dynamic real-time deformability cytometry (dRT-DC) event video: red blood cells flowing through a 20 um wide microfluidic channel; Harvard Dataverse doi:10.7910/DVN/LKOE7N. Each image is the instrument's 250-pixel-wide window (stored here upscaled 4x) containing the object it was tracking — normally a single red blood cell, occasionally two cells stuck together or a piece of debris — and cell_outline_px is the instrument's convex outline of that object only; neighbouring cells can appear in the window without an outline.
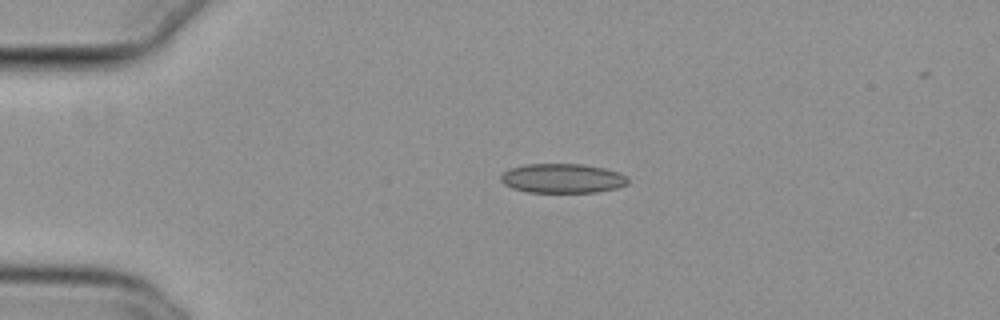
{"species": "common noctule bat (a hibernating species)", "species_latin": "Nyctalus noctula", "temperature_condition": "cold", "stored_images_in_passage": 43, "camera_frame_rate_fps": 3000, "um_per_image_px": 0.085, "animal": {"sex": "female", "body_mass_g": 29.2, "forearm_length_mm": 56.3}, "frame": {"image": 1, "passage_image": 1, "time_ms": 0.0, "image_size_px": [1000, 320], "cell_outline_px": [[628, 184], [616, 188], [596, 192], [528, 192], [512, 188], [504, 184], [500, 180], [500, 176], [508, 168], [524, 164], [584, 164], [604, 168], [628, 176]], "centroid_in_image_um": [47.78, 15.15], "position_along_channel_um": 37.2, "area_um2": 21.85}}
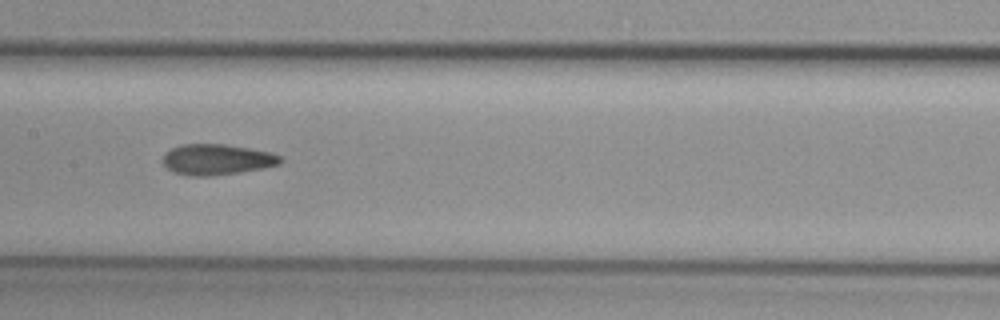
{"frame": {"image": 2, "passage_image": 16, "time_ms": 5.0, "image_size_px": [1000, 320], "cell_outline_px": [[284, 160], [280, 164], [264, 168], [240, 172], [208, 176], [188, 176], [176, 172], [168, 168], [164, 164], [164, 156], [172, 148], [180, 144], [224, 144], [272, 152], [280, 156]], "centroid_in_image_um": [18.49, 13.55], "position_along_channel_um": 188.9, "area_um2": 20.92}}
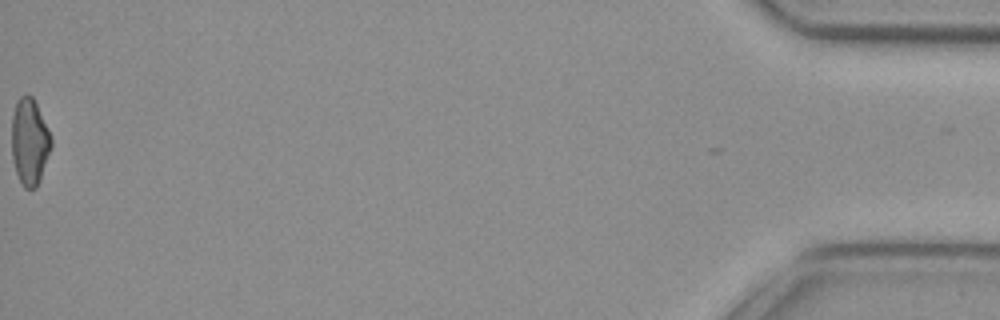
{"frame": {"image": 3, "passage_image": 43, "time_ms": 14.0, "image_size_px": [1000, 320], "cell_outline_px": [[52, 144], [40, 180], [36, 188], [24, 188], [16, 172], [12, 160], [12, 116], [16, 100], [20, 96], [28, 92], [32, 96], [36, 104], [52, 140]], "centroid_in_image_um": [2.49, 12.03], "position_along_channel_um": 432.7, "area_um2": 19.77}, "authors_computed_cell_mechanics": {"area_um2": 20.808, "velocity_mm_per_s": 3.8438, "shape_relaxation_time_tau1_ms": null, "shape_relaxation_time_tau2_ms": 2.6404, "deformation_change_tau1": null, "deformation_change_tau2": 0.0763}}